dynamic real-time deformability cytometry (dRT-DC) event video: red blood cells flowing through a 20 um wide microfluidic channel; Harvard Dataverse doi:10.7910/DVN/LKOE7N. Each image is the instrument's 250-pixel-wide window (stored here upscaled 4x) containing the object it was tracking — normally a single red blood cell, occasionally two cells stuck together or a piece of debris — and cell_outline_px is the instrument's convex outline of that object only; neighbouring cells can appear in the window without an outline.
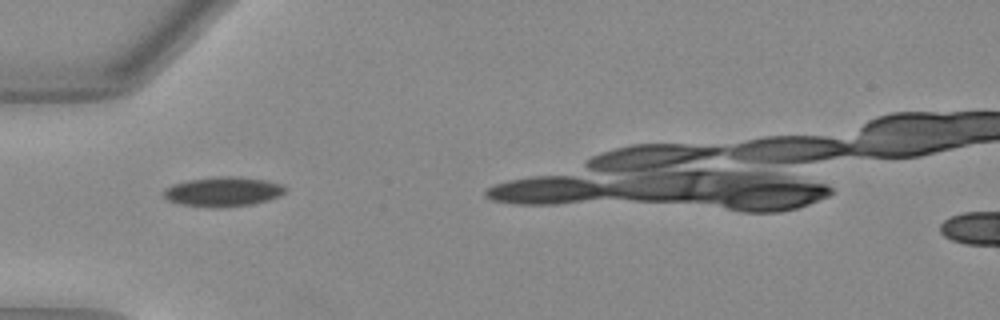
{"species": "Egyptian fruit bat (a non-hibernating species)", "species_latin": "Rousettus aegyptiacus", "temperature_condition": "warm", "stored_images_in_passage": 3, "camera_frame_rate_fps": 3000, "um_per_image_px": 0.085, "animal": {"sex": "female"}, "frame": {"image": 1, "passage_image": 1, "time_ms": 0.0, "image_size_px": [1000, 320], "cell_outline_px": [[288, 188], [280, 196], [268, 200], [252, 204], [220, 208], [212, 208], [180, 204], [168, 200], [160, 192], [164, 188], [172, 184], [188, 180], [216, 176], [240, 176], [268, 180], [280, 184]], "centroid_in_image_um": [18.94, 16.28], "position_along_channel_um": 66.1, "area_um2": 21.39}}